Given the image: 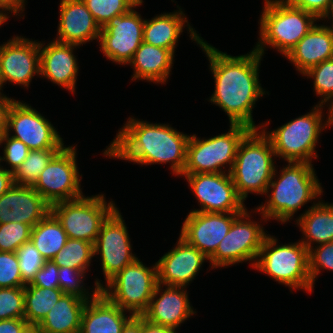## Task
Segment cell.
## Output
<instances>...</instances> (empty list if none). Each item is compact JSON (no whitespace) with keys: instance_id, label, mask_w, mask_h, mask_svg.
Here are the masks:
<instances>
[{"instance_id":"obj_1","label":"cell","mask_w":333,"mask_h":333,"mask_svg":"<svg viewBox=\"0 0 333 333\" xmlns=\"http://www.w3.org/2000/svg\"><path fill=\"white\" fill-rule=\"evenodd\" d=\"M204 40L199 47L208 58V68L215 83L209 103L219 106L227 114L230 124L260 129L262 124H255L252 109L259 98L269 95L259 81L263 56L254 49L244 55L232 56Z\"/></svg>"},{"instance_id":"obj_2","label":"cell","mask_w":333,"mask_h":333,"mask_svg":"<svg viewBox=\"0 0 333 333\" xmlns=\"http://www.w3.org/2000/svg\"><path fill=\"white\" fill-rule=\"evenodd\" d=\"M122 126L102 151L106 158H118L142 167L169 163L171 174L181 177L190 135L169 123H151L132 116Z\"/></svg>"},{"instance_id":"obj_3","label":"cell","mask_w":333,"mask_h":333,"mask_svg":"<svg viewBox=\"0 0 333 333\" xmlns=\"http://www.w3.org/2000/svg\"><path fill=\"white\" fill-rule=\"evenodd\" d=\"M313 165L287 162L280 172L276 166L265 194L266 201L255 207L267 221L287 224L304 205L320 200L324 191Z\"/></svg>"},{"instance_id":"obj_4","label":"cell","mask_w":333,"mask_h":333,"mask_svg":"<svg viewBox=\"0 0 333 333\" xmlns=\"http://www.w3.org/2000/svg\"><path fill=\"white\" fill-rule=\"evenodd\" d=\"M259 18V37L253 47L261 56L266 48L286 57L320 20L312 13L291 6L284 0H264Z\"/></svg>"},{"instance_id":"obj_5","label":"cell","mask_w":333,"mask_h":333,"mask_svg":"<svg viewBox=\"0 0 333 333\" xmlns=\"http://www.w3.org/2000/svg\"><path fill=\"white\" fill-rule=\"evenodd\" d=\"M274 159L271 141L261 129H251L241 140L230 175L244 202L249 193L266 194L276 168Z\"/></svg>"},{"instance_id":"obj_6","label":"cell","mask_w":333,"mask_h":333,"mask_svg":"<svg viewBox=\"0 0 333 333\" xmlns=\"http://www.w3.org/2000/svg\"><path fill=\"white\" fill-rule=\"evenodd\" d=\"M325 108L316 104L310 112L297 116L271 131L267 130L271 121L262 122L260 129L270 139L276 158L286 162L311 164L314 158H319L316 151L318 140L323 130L328 128L323 111Z\"/></svg>"},{"instance_id":"obj_7","label":"cell","mask_w":333,"mask_h":333,"mask_svg":"<svg viewBox=\"0 0 333 333\" xmlns=\"http://www.w3.org/2000/svg\"><path fill=\"white\" fill-rule=\"evenodd\" d=\"M279 244L278 239L268 233L253 266L254 270L288 287L290 293H293V290L312 293L313 286L306 246L300 240Z\"/></svg>"},{"instance_id":"obj_8","label":"cell","mask_w":333,"mask_h":333,"mask_svg":"<svg viewBox=\"0 0 333 333\" xmlns=\"http://www.w3.org/2000/svg\"><path fill=\"white\" fill-rule=\"evenodd\" d=\"M229 127L228 132L209 138L190 135L182 174L230 173L239 143L251 129L242 124Z\"/></svg>"},{"instance_id":"obj_9","label":"cell","mask_w":333,"mask_h":333,"mask_svg":"<svg viewBox=\"0 0 333 333\" xmlns=\"http://www.w3.org/2000/svg\"><path fill=\"white\" fill-rule=\"evenodd\" d=\"M250 213L261 215L260 221L255 222ZM263 220L265 223L267 222V219L256 208L251 211L246 208L240 213L234 219L229 232L221 240L215 253L209 258V269L226 268L248 261L253 268L263 241L268 235L263 227Z\"/></svg>"},{"instance_id":"obj_10","label":"cell","mask_w":333,"mask_h":333,"mask_svg":"<svg viewBox=\"0 0 333 333\" xmlns=\"http://www.w3.org/2000/svg\"><path fill=\"white\" fill-rule=\"evenodd\" d=\"M157 284V263L147 267L137 258L112 277L100 292L121 309L141 316L148 309Z\"/></svg>"},{"instance_id":"obj_11","label":"cell","mask_w":333,"mask_h":333,"mask_svg":"<svg viewBox=\"0 0 333 333\" xmlns=\"http://www.w3.org/2000/svg\"><path fill=\"white\" fill-rule=\"evenodd\" d=\"M105 194L82 196L77 199L60 201L51 205V213L60 222L68 238L95 243L101 225L116 208Z\"/></svg>"},{"instance_id":"obj_12","label":"cell","mask_w":333,"mask_h":333,"mask_svg":"<svg viewBox=\"0 0 333 333\" xmlns=\"http://www.w3.org/2000/svg\"><path fill=\"white\" fill-rule=\"evenodd\" d=\"M77 155V145H65L52 157L32 186L50 205L85 195Z\"/></svg>"},{"instance_id":"obj_13","label":"cell","mask_w":333,"mask_h":333,"mask_svg":"<svg viewBox=\"0 0 333 333\" xmlns=\"http://www.w3.org/2000/svg\"><path fill=\"white\" fill-rule=\"evenodd\" d=\"M143 3L141 0L127 13L113 17L101 28L99 48L109 61L128 65L142 44L145 19L136 8Z\"/></svg>"},{"instance_id":"obj_14","label":"cell","mask_w":333,"mask_h":333,"mask_svg":"<svg viewBox=\"0 0 333 333\" xmlns=\"http://www.w3.org/2000/svg\"><path fill=\"white\" fill-rule=\"evenodd\" d=\"M131 239L121 211L116 207L101 225L96 242L94 257H100L105 284L137 258L132 252Z\"/></svg>"},{"instance_id":"obj_15","label":"cell","mask_w":333,"mask_h":333,"mask_svg":"<svg viewBox=\"0 0 333 333\" xmlns=\"http://www.w3.org/2000/svg\"><path fill=\"white\" fill-rule=\"evenodd\" d=\"M29 105L20 100L13 102L6 133L22 141L30 150L62 149L65 143L59 132L44 115Z\"/></svg>"},{"instance_id":"obj_16","label":"cell","mask_w":333,"mask_h":333,"mask_svg":"<svg viewBox=\"0 0 333 333\" xmlns=\"http://www.w3.org/2000/svg\"><path fill=\"white\" fill-rule=\"evenodd\" d=\"M198 200L200 209L194 212H243L244 201L238 196L230 173L181 174Z\"/></svg>"},{"instance_id":"obj_17","label":"cell","mask_w":333,"mask_h":333,"mask_svg":"<svg viewBox=\"0 0 333 333\" xmlns=\"http://www.w3.org/2000/svg\"><path fill=\"white\" fill-rule=\"evenodd\" d=\"M0 76L2 92L6 83L28 89L34 76L40 77L39 41L14 35L3 42L0 45Z\"/></svg>"},{"instance_id":"obj_18","label":"cell","mask_w":333,"mask_h":333,"mask_svg":"<svg viewBox=\"0 0 333 333\" xmlns=\"http://www.w3.org/2000/svg\"><path fill=\"white\" fill-rule=\"evenodd\" d=\"M240 213L190 211L184 219L179 237L209 259Z\"/></svg>"},{"instance_id":"obj_19","label":"cell","mask_w":333,"mask_h":333,"mask_svg":"<svg viewBox=\"0 0 333 333\" xmlns=\"http://www.w3.org/2000/svg\"><path fill=\"white\" fill-rule=\"evenodd\" d=\"M207 261L209 259L196 247L178 237L175 246L156 262L158 284L188 287Z\"/></svg>"},{"instance_id":"obj_20","label":"cell","mask_w":333,"mask_h":333,"mask_svg":"<svg viewBox=\"0 0 333 333\" xmlns=\"http://www.w3.org/2000/svg\"><path fill=\"white\" fill-rule=\"evenodd\" d=\"M186 289L187 287L157 284L148 309L141 316L152 324L177 331L182 323L197 314Z\"/></svg>"},{"instance_id":"obj_21","label":"cell","mask_w":333,"mask_h":333,"mask_svg":"<svg viewBox=\"0 0 333 333\" xmlns=\"http://www.w3.org/2000/svg\"><path fill=\"white\" fill-rule=\"evenodd\" d=\"M45 44L43 41L39 42L40 77L47 79L48 82L50 80L53 84H57L74 95L80 69L74 51L80 46L55 40Z\"/></svg>"},{"instance_id":"obj_22","label":"cell","mask_w":333,"mask_h":333,"mask_svg":"<svg viewBox=\"0 0 333 333\" xmlns=\"http://www.w3.org/2000/svg\"><path fill=\"white\" fill-rule=\"evenodd\" d=\"M51 212V205L32 187L14 184L0 196V224L18 222L32 228Z\"/></svg>"},{"instance_id":"obj_23","label":"cell","mask_w":333,"mask_h":333,"mask_svg":"<svg viewBox=\"0 0 333 333\" xmlns=\"http://www.w3.org/2000/svg\"><path fill=\"white\" fill-rule=\"evenodd\" d=\"M57 35L60 43L83 44L99 41L100 26L82 0H60Z\"/></svg>"},{"instance_id":"obj_24","label":"cell","mask_w":333,"mask_h":333,"mask_svg":"<svg viewBox=\"0 0 333 333\" xmlns=\"http://www.w3.org/2000/svg\"><path fill=\"white\" fill-rule=\"evenodd\" d=\"M177 5L174 12H163L153 18L145 19L143 29V42L153 46L169 49L175 55V49L183 33L187 29L190 40L195 41L197 46L201 43V34H198L188 22L185 11ZM187 26V28H186Z\"/></svg>"},{"instance_id":"obj_25","label":"cell","mask_w":333,"mask_h":333,"mask_svg":"<svg viewBox=\"0 0 333 333\" xmlns=\"http://www.w3.org/2000/svg\"><path fill=\"white\" fill-rule=\"evenodd\" d=\"M303 75L310 68L333 58V31L315 24L285 57Z\"/></svg>"},{"instance_id":"obj_26","label":"cell","mask_w":333,"mask_h":333,"mask_svg":"<svg viewBox=\"0 0 333 333\" xmlns=\"http://www.w3.org/2000/svg\"><path fill=\"white\" fill-rule=\"evenodd\" d=\"M98 292L84 307L79 333H121L134 317Z\"/></svg>"},{"instance_id":"obj_27","label":"cell","mask_w":333,"mask_h":333,"mask_svg":"<svg viewBox=\"0 0 333 333\" xmlns=\"http://www.w3.org/2000/svg\"><path fill=\"white\" fill-rule=\"evenodd\" d=\"M175 55L166 48L142 42L128 65L133 67L131 81L146 80L154 84H167Z\"/></svg>"},{"instance_id":"obj_28","label":"cell","mask_w":333,"mask_h":333,"mask_svg":"<svg viewBox=\"0 0 333 333\" xmlns=\"http://www.w3.org/2000/svg\"><path fill=\"white\" fill-rule=\"evenodd\" d=\"M303 238L299 239L309 250L317 245L333 242V203L313 202L306 211L295 216ZM316 244V245H315Z\"/></svg>"},{"instance_id":"obj_29","label":"cell","mask_w":333,"mask_h":333,"mask_svg":"<svg viewBox=\"0 0 333 333\" xmlns=\"http://www.w3.org/2000/svg\"><path fill=\"white\" fill-rule=\"evenodd\" d=\"M88 300L63 294L37 325L41 333H79L81 318Z\"/></svg>"},{"instance_id":"obj_30","label":"cell","mask_w":333,"mask_h":333,"mask_svg":"<svg viewBox=\"0 0 333 333\" xmlns=\"http://www.w3.org/2000/svg\"><path fill=\"white\" fill-rule=\"evenodd\" d=\"M68 236L50 212L31 230L30 241L46 261H50L66 245Z\"/></svg>"},{"instance_id":"obj_31","label":"cell","mask_w":333,"mask_h":333,"mask_svg":"<svg viewBox=\"0 0 333 333\" xmlns=\"http://www.w3.org/2000/svg\"><path fill=\"white\" fill-rule=\"evenodd\" d=\"M60 288L24 286V319L29 325H38L63 295Z\"/></svg>"},{"instance_id":"obj_32","label":"cell","mask_w":333,"mask_h":333,"mask_svg":"<svg viewBox=\"0 0 333 333\" xmlns=\"http://www.w3.org/2000/svg\"><path fill=\"white\" fill-rule=\"evenodd\" d=\"M93 258V243L68 238L66 245L54 256L52 261L59 267H70L87 273Z\"/></svg>"},{"instance_id":"obj_33","label":"cell","mask_w":333,"mask_h":333,"mask_svg":"<svg viewBox=\"0 0 333 333\" xmlns=\"http://www.w3.org/2000/svg\"><path fill=\"white\" fill-rule=\"evenodd\" d=\"M61 149L30 150L24 162L14 171V184L33 186L52 157Z\"/></svg>"},{"instance_id":"obj_34","label":"cell","mask_w":333,"mask_h":333,"mask_svg":"<svg viewBox=\"0 0 333 333\" xmlns=\"http://www.w3.org/2000/svg\"><path fill=\"white\" fill-rule=\"evenodd\" d=\"M86 274L88 273L82 270L70 267H59V288L64 294L75 295L88 301L91 300L104 286V283L102 280L96 278L95 284L93 288H91L92 291H89L90 287L85 288L86 284L84 281L88 278Z\"/></svg>"},{"instance_id":"obj_35","label":"cell","mask_w":333,"mask_h":333,"mask_svg":"<svg viewBox=\"0 0 333 333\" xmlns=\"http://www.w3.org/2000/svg\"><path fill=\"white\" fill-rule=\"evenodd\" d=\"M313 81V91L320 98L319 105H327L333 100V58L310 68L302 75Z\"/></svg>"},{"instance_id":"obj_36","label":"cell","mask_w":333,"mask_h":333,"mask_svg":"<svg viewBox=\"0 0 333 333\" xmlns=\"http://www.w3.org/2000/svg\"><path fill=\"white\" fill-rule=\"evenodd\" d=\"M95 22L104 27L115 16L125 14L141 0H82Z\"/></svg>"},{"instance_id":"obj_37","label":"cell","mask_w":333,"mask_h":333,"mask_svg":"<svg viewBox=\"0 0 333 333\" xmlns=\"http://www.w3.org/2000/svg\"><path fill=\"white\" fill-rule=\"evenodd\" d=\"M32 227L25 223L8 222L0 224V251L16 252L30 241Z\"/></svg>"},{"instance_id":"obj_38","label":"cell","mask_w":333,"mask_h":333,"mask_svg":"<svg viewBox=\"0 0 333 333\" xmlns=\"http://www.w3.org/2000/svg\"><path fill=\"white\" fill-rule=\"evenodd\" d=\"M24 287L0 288V320L24 319Z\"/></svg>"},{"instance_id":"obj_39","label":"cell","mask_w":333,"mask_h":333,"mask_svg":"<svg viewBox=\"0 0 333 333\" xmlns=\"http://www.w3.org/2000/svg\"><path fill=\"white\" fill-rule=\"evenodd\" d=\"M19 260V269L23 282L29 284L36 273L43 267L45 259L31 241L24 243L16 251Z\"/></svg>"},{"instance_id":"obj_40","label":"cell","mask_w":333,"mask_h":333,"mask_svg":"<svg viewBox=\"0 0 333 333\" xmlns=\"http://www.w3.org/2000/svg\"><path fill=\"white\" fill-rule=\"evenodd\" d=\"M0 146L3 148V155H0V165L3 161L6 162L8 168L5 166L3 168L12 173L24 162L30 152V149L22 141L10 137L7 133L0 137Z\"/></svg>"},{"instance_id":"obj_41","label":"cell","mask_w":333,"mask_h":333,"mask_svg":"<svg viewBox=\"0 0 333 333\" xmlns=\"http://www.w3.org/2000/svg\"><path fill=\"white\" fill-rule=\"evenodd\" d=\"M308 258L310 278L314 288L315 281L322 271L328 270L333 272V242L310 248L308 250Z\"/></svg>"},{"instance_id":"obj_42","label":"cell","mask_w":333,"mask_h":333,"mask_svg":"<svg viewBox=\"0 0 333 333\" xmlns=\"http://www.w3.org/2000/svg\"><path fill=\"white\" fill-rule=\"evenodd\" d=\"M16 252L0 251V288L24 287Z\"/></svg>"},{"instance_id":"obj_43","label":"cell","mask_w":333,"mask_h":333,"mask_svg":"<svg viewBox=\"0 0 333 333\" xmlns=\"http://www.w3.org/2000/svg\"><path fill=\"white\" fill-rule=\"evenodd\" d=\"M58 274L59 266L52 260L45 261L30 284L42 288H59Z\"/></svg>"},{"instance_id":"obj_44","label":"cell","mask_w":333,"mask_h":333,"mask_svg":"<svg viewBox=\"0 0 333 333\" xmlns=\"http://www.w3.org/2000/svg\"><path fill=\"white\" fill-rule=\"evenodd\" d=\"M287 4L314 14L318 19L327 11L332 0H284Z\"/></svg>"},{"instance_id":"obj_45","label":"cell","mask_w":333,"mask_h":333,"mask_svg":"<svg viewBox=\"0 0 333 333\" xmlns=\"http://www.w3.org/2000/svg\"><path fill=\"white\" fill-rule=\"evenodd\" d=\"M26 2V0H0V15L6 20L11 18L9 17L11 14L22 18L25 16L23 13H25Z\"/></svg>"},{"instance_id":"obj_46","label":"cell","mask_w":333,"mask_h":333,"mask_svg":"<svg viewBox=\"0 0 333 333\" xmlns=\"http://www.w3.org/2000/svg\"><path fill=\"white\" fill-rule=\"evenodd\" d=\"M15 100L0 91V137L7 131L8 113Z\"/></svg>"},{"instance_id":"obj_47","label":"cell","mask_w":333,"mask_h":333,"mask_svg":"<svg viewBox=\"0 0 333 333\" xmlns=\"http://www.w3.org/2000/svg\"><path fill=\"white\" fill-rule=\"evenodd\" d=\"M28 325L25 319L0 320V333H21Z\"/></svg>"},{"instance_id":"obj_48","label":"cell","mask_w":333,"mask_h":333,"mask_svg":"<svg viewBox=\"0 0 333 333\" xmlns=\"http://www.w3.org/2000/svg\"><path fill=\"white\" fill-rule=\"evenodd\" d=\"M141 333H178L175 329L155 325L141 316Z\"/></svg>"},{"instance_id":"obj_49","label":"cell","mask_w":333,"mask_h":333,"mask_svg":"<svg viewBox=\"0 0 333 333\" xmlns=\"http://www.w3.org/2000/svg\"><path fill=\"white\" fill-rule=\"evenodd\" d=\"M14 185L13 173L0 165V196Z\"/></svg>"},{"instance_id":"obj_50","label":"cell","mask_w":333,"mask_h":333,"mask_svg":"<svg viewBox=\"0 0 333 333\" xmlns=\"http://www.w3.org/2000/svg\"><path fill=\"white\" fill-rule=\"evenodd\" d=\"M121 333H141V316H134L124 326Z\"/></svg>"},{"instance_id":"obj_51","label":"cell","mask_w":333,"mask_h":333,"mask_svg":"<svg viewBox=\"0 0 333 333\" xmlns=\"http://www.w3.org/2000/svg\"><path fill=\"white\" fill-rule=\"evenodd\" d=\"M328 19V20H327ZM319 20H322V21H325L327 20V22L329 21L332 22L331 25H325L324 23L325 22H322L324 26L328 27L329 29H331L333 31V0L332 2L330 3L327 11L321 16V18Z\"/></svg>"},{"instance_id":"obj_52","label":"cell","mask_w":333,"mask_h":333,"mask_svg":"<svg viewBox=\"0 0 333 333\" xmlns=\"http://www.w3.org/2000/svg\"><path fill=\"white\" fill-rule=\"evenodd\" d=\"M326 107H328V110L326 112L327 126L328 128H331L333 126V100L329 104H327Z\"/></svg>"},{"instance_id":"obj_53","label":"cell","mask_w":333,"mask_h":333,"mask_svg":"<svg viewBox=\"0 0 333 333\" xmlns=\"http://www.w3.org/2000/svg\"><path fill=\"white\" fill-rule=\"evenodd\" d=\"M21 333H41L37 325H28Z\"/></svg>"},{"instance_id":"obj_54","label":"cell","mask_w":333,"mask_h":333,"mask_svg":"<svg viewBox=\"0 0 333 333\" xmlns=\"http://www.w3.org/2000/svg\"><path fill=\"white\" fill-rule=\"evenodd\" d=\"M6 21L7 20L0 15V27H2V25L5 24Z\"/></svg>"}]
</instances>
